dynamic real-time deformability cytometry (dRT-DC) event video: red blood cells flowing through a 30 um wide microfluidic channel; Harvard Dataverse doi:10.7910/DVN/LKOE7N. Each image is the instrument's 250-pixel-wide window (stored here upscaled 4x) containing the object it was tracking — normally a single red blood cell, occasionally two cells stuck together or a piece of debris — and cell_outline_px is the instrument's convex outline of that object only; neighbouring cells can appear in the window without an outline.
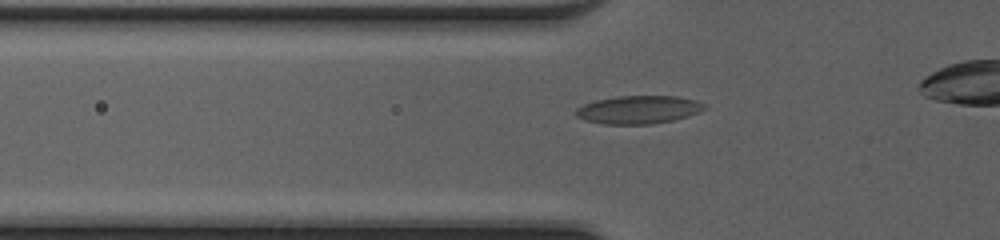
{"species": "common noctule bat (a hibernating species)", "species_latin": "Nyctalus noctula", "temperature_condition": "cold", "stored_images_in_passage": 33, "camera_frame_rate_fps": 3000, "um_per_image_px": 0.085, "animal": {"sex": "female", "body_mass_g": 20.0, "forearm_length_mm": 54.0}, "frame": {"image": 1, "passage_image": 7, "time_ms": 2.0, "image_size_px": [1000, 240], "cell_outline_px": [[708, 108], [700, 112], [688, 116], [672, 120], [652, 124], [604, 124], [584, 120], [576, 116], [572, 112], [576, 108], [584, 104], [596, 100], [616, 96], [676, 96], [696, 100], [704, 104]], "centroid_in_image_um": [54.26, 9.32], "position_along_channel_um": 71.5, "area_um2": 21.21}}
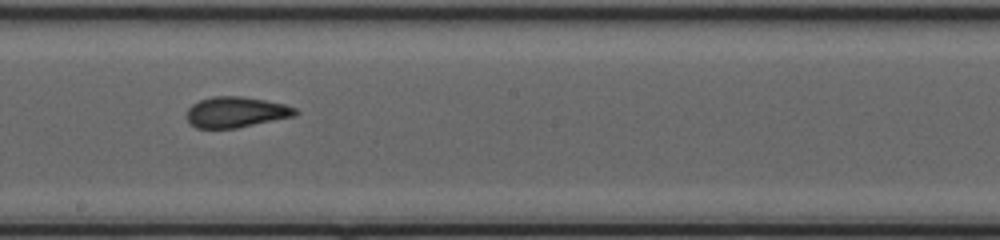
{"frame": {"image": 2, "passage_image": 18, "time_ms": 5.667, "image_size_px": [1000, 240], "cell_outline_px": [[300, 112], [296, 116], [236, 128], [196, 128], [188, 120], [188, 108], [192, 104], [200, 100], [212, 96], [240, 96], [264, 100], [284, 104], [296, 108]], "centroid_in_image_um": [20.1, 9.53], "position_along_channel_um": 228.1, "area_um2": 19.36}}
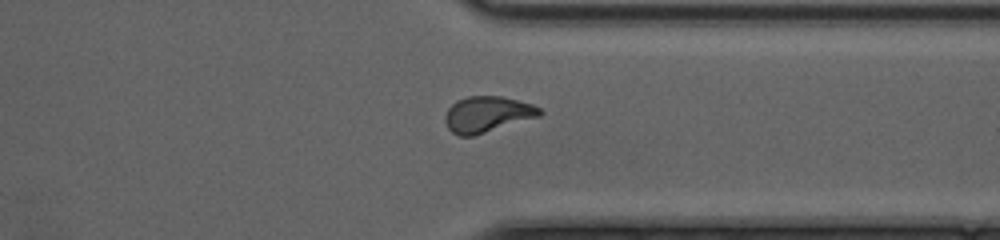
{"frame": {"image": 3, "passage_image": 28, "time_ms": 9.0, "image_size_px": [1000, 240], "cell_outline_px": [[544, 112], [540, 116], [472, 136], [460, 136], [452, 132], [448, 128], [444, 120], [444, 116], [448, 108], [456, 100], [468, 96], [500, 96], [532, 104], [540, 108]], "centroid_in_image_um": [41.4, 9.71], "position_along_channel_um": 370.0, "area_um2": 19.71}}